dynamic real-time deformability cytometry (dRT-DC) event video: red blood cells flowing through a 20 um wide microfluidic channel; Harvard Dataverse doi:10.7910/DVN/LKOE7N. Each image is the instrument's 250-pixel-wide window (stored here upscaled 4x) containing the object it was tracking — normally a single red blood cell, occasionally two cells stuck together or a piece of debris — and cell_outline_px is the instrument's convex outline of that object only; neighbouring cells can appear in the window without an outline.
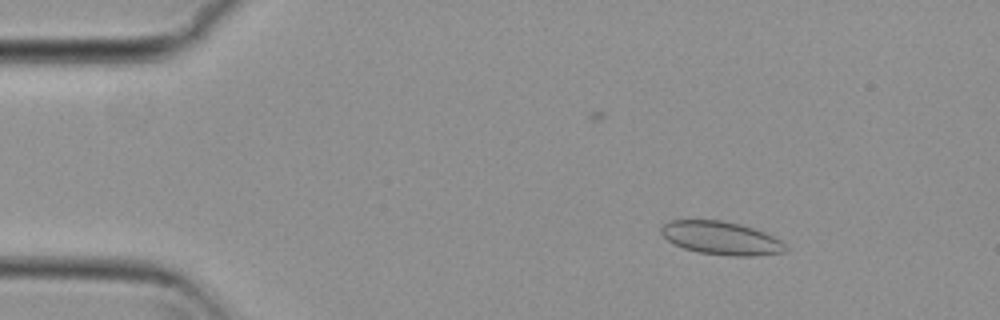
{"species": "common noctule bat (a hibernating species)", "species_latin": "Nyctalus noctula", "temperature_condition": "cold", "stored_images_in_passage": 55, "camera_frame_rate_fps": 3000, "um_per_image_px": 0.085, "animal": {"sex": "female", "body_mass_g": 29.2, "forearm_length_mm": 56.3}, "frame": {"image": 1, "passage_image": 7, "time_ms": 2.0, "image_size_px": [1000, 320], "cell_outline_px": [[788, 248], [784, 252], [756, 256], [732, 256], [700, 252], [684, 248], [668, 240], [660, 232], [660, 228], [664, 224], [672, 220], [720, 220], [740, 224], [764, 232], [780, 240]], "centroid_in_image_um": [61.31, 20.24], "position_along_channel_um": 23.7, "area_um2": 23.81}}
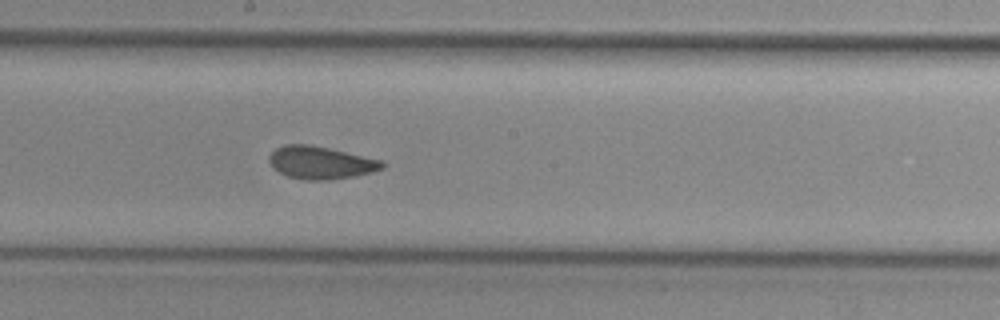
{"frame": {"image": 2, "passage_image": 29, "time_ms": 9.333, "image_size_px": [1000, 320], "cell_outline_px": [[384, 168], [372, 172], [352, 176], [328, 180], [308, 180], [288, 176], [272, 168], [268, 160], [268, 156], [276, 148], [284, 144], [308, 144], [328, 148], [384, 160]], "centroid_in_image_um": [27.25, 13.81], "position_along_channel_um": 221.0, "area_um2": 21.5}}
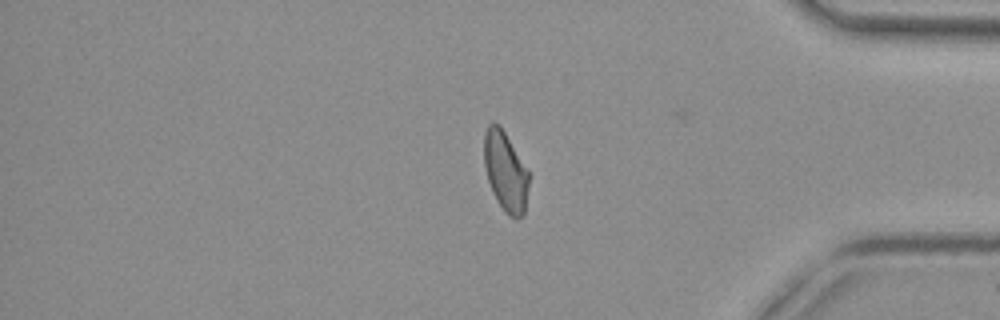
{"frame": {"image": 3, "passage_image": 45, "time_ms": 14.667, "image_size_px": [1000, 320], "cell_outline_px": [[528, 188], [524, 212], [516, 220], [508, 216], [504, 212], [496, 200], [492, 192], [484, 168], [484, 132], [488, 124], [492, 120], [500, 124], [528, 172]], "centroid_in_image_um": [42.92, 14.56], "position_along_channel_um": 392.3, "area_um2": 20.81}, "authors_computed_cell_mechanics": {"area_um2": 21.964, "velocity_mm_per_s": 3.7133, "shape_relaxation_time_tau1_ms": null, "shape_relaxation_time_tau2_ms": 1.5506, "deformation_change_tau1": null, "deformation_change_tau2": 0.0677}}